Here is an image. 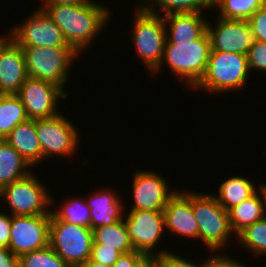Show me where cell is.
<instances>
[{
    "label": "cell",
    "mask_w": 266,
    "mask_h": 267,
    "mask_svg": "<svg viewBox=\"0 0 266 267\" xmlns=\"http://www.w3.org/2000/svg\"><path fill=\"white\" fill-rule=\"evenodd\" d=\"M23 23L12 27V40L19 46L71 47L49 15L38 8Z\"/></svg>",
    "instance_id": "13"
},
{
    "label": "cell",
    "mask_w": 266,
    "mask_h": 267,
    "mask_svg": "<svg viewBox=\"0 0 266 267\" xmlns=\"http://www.w3.org/2000/svg\"><path fill=\"white\" fill-rule=\"evenodd\" d=\"M183 256L174 252L161 253L158 255V267H200V264L186 260Z\"/></svg>",
    "instance_id": "34"
},
{
    "label": "cell",
    "mask_w": 266,
    "mask_h": 267,
    "mask_svg": "<svg viewBox=\"0 0 266 267\" xmlns=\"http://www.w3.org/2000/svg\"><path fill=\"white\" fill-rule=\"evenodd\" d=\"M249 73L246 55L211 51L206 71L194 88L218 95L241 91L248 83Z\"/></svg>",
    "instance_id": "3"
},
{
    "label": "cell",
    "mask_w": 266,
    "mask_h": 267,
    "mask_svg": "<svg viewBox=\"0 0 266 267\" xmlns=\"http://www.w3.org/2000/svg\"><path fill=\"white\" fill-rule=\"evenodd\" d=\"M163 213L165 227L169 232H173V235L198 239L199 228L192 208V191H176Z\"/></svg>",
    "instance_id": "16"
},
{
    "label": "cell",
    "mask_w": 266,
    "mask_h": 267,
    "mask_svg": "<svg viewBox=\"0 0 266 267\" xmlns=\"http://www.w3.org/2000/svg\"><path fill=\"white\" fill-rule=\"evenodd\" d=\"M91 0H43L41 5H78Z\"/></svg>",
    "instance_id": "40"
},
{
    "label": "cell",
    "mask_w": 266,
    "mask_h": 267,
    "mask_svg": "<svg viewBox=\"0 0 266 267\" xmlns=\"http://www.w3.org/2000/svg\"><path fill=\"white\" fill-rule=\"evenodd\" d=\"M0 34V54L5 49V47L12 41V30L8 31V35L5 36Z\"/></svg>",
    "instance_id": "41"
},
{
    "label": "cell",
    "mask_w": 266,
    "mask_h": 267,
    "mask_svg": "<svg viewBox=\"0 0 266 267\" xmlns=\"http://www.w3.org/2000/svg\"><path fill=\"white\" fill-rule=\"evenodd\" d=\"M27 77L23 50L12 40L0 54V94H16Z\"/></svg>",
    "instance_id": "18"
},
{
    "label": "cell",
    "mask_w": 266,
    "mask_h": 267,
    "mask_svg": "<svg viewBox=\"0 0 266 267\" xmlns=\"http://www.w3.org/2000/svg\"><path fill=\"white\" fill-rule=\"evenodd\" d=\"M210 52L211 42L207 31L199 39L191 42H169L166 39L161 65L152 74L161 73L162 65L166 62L173 74L182 80L186 87L194 88L206 71Z\"/></svg>",
    "instance_id": "2"
},
{
    "label": "cell",
    "mask_w": 266,
    "mask_h": 267,
    "mask_svg": "<svg viewBox=\"0 0 266 267\" xmlns=\"http://www.w3.org/2000/svg\"><path fill=\"white\" fill-rule=\"evenodd\" d=\"M254 39L266 42V3L259 8L248 20Z\"/></svg>",
    "instance_id": "33"
},
{
    "label": "cell",
    "mask_w": 266,
    "mask_h": 267,
    "mask_svg": "<svg viewBox=\"0 0 266 267\" xmlns=\"http://www.w3.org/2000/svg\"><path fill=\"white\" fill-rule=\"evenodd\" d=\"M19 267H71L48 245L19 257Z\"/></svg>",
    "instance_id": "30"
},
{
    "label": "cell",
    "mask_w": 266,
    "mask_h": 267,
    "mask_svg": "<svg viewBox=\"0 0 266 267\" xmlns=\"http://www.w3.org/2000/svg\"><path fill=\"white\" fill-rule=\"evenodd\" d=\"M35 175L31 172L0 190V198L8 202L10 215H51L49 208L52 207L54 197Z\"/></svg>",
    "instance_id": "7"
},
{
    "label": "cell",
    "mask_w": 266,
    "mask_h": 267,
    "mask_svg": "<svg viewBox=\"0 0 266 267\" xmlns=\"http://www.w3.org/2000/svg\"><path fill=\"white\" fill-rule=\"evenodd\" d=\"M266 0H212V8L219 10L217 17L247 21Z\"/></svg>",
    "instance_id": "27"
},
{
    "label": "cell",
    "mask_w": 266,
    "mask_h": 267,
    "mask_svg": "<svg viewBox=\"0 0 266 267\" xmlns=\"http://www.w3.org/2000/svg\"><path fill=\"white\" fill-rule=\"evenodd\" d=\"M93 230L88 227L50 219L49 245L71 267L90 259Z\"/></svg>",
    "instance_id": "8"
},
{
    "label": "cell",
    "mask_w": 266,
    "mask_h": 267,
    "mask_svg": "<svg viewBox=\"0 0 266 267\" xmlns=\"http://www.w3.org/2000/svg\"><path fill=\"white\" fill-rule=\"evenodd\" d=\"M246 56L250 72L266 73V42L255 40Z\"/></svg>",
    "instance_id": "31"
},
{
    "label": "cell",
    "mask_w": 266,
    "mask_h": 267,
    "mask_svg": "<svg viewBox=\"0 0 266 267\" xmlns=\"http://www.w3.org/2000/svg\"><path fill=\"white\" fill-rule=\"evenodd\" d=\"M135 12L131 41L138 58L152 74L161 65L167 29L162 15L150 13L142 5Z\"/></svg>",
    "instance_id": "5"
},
{
    "label": "cell",
    "mask_w": 266,
    "mask_h": 267,
    "mask_svg": "<svg viewBox=\"0 0 266 267\" xmlns=\"http://www.w3.org/2000/svg\"><path fill=\"white\" fill-rule=\"evenodd\" d=\"M51 215H11L8 248L17 257L49 245Z\"/></svg>",
    "instance_id": "12"
},
{
    "label": "cell",
    "mask_w": 266,
    "mask_h": 267,
    "mask_svg": "<svg viewBox=\"0 0 266 267\" xmlns=\"http://www.w3.org/2000/svg\"><path fill=\"white\" fill-rule=\"evenodd\" d=\"M126 215L124 213L123 218H126L124 223L134 250L140 251L145 255H159L169 252L168 249L164 250L162 248L159 252L155 249L166 229L163 212L129 210Z\"/></svg>",
    "instance_id": "10"
},
{
    "label": "cell",
    "mask_w": 266,
    "mask_h": 267,
    "mask_svg": "<svg viewBox=\"0 0 266 267\" xmlns=\"http://www.w3.org/2000/svg\"><path fill=\"white\" fill-rule=\"evenodd\" d=\"M122 255L115 248L103 247V244L96 243L93 240L90 260L107 266H112Z\"/></svg>",
    "instance_id": "32"
},
{
    "label": "cell",
    "mask_w": 266,
    "mask_h": 267,
    "mask_svg": "<svg viewBox=\"0 0 266 267\" xmlns=\"http://www.w3.org/2000/svg\"><path fill=\"white\" fill-rule=\"evenodd\" d=\"M197 192H192V208L198 222V239L211 252L221 251L235 235L230 228L229 213L218 203L215 195Z\"/></svg>",
    "instance_id": "4"
},
{
    "label": "cell",
    "mask_w": 266,
    "mask_h": 267,
    "mask_svg": "<svg viewBox=\"0 0 266 267\" xmlns=\"http://www.w3.org/2000/svg\"><path fill=\"white\" fill-rule=\"evenodd\" d=\"M4 140L32 167L42 162V151L34 119L19 123Z\"/></svg>",
    "instance_id": "20"
},
{
    "label": "cell",
    "mask_w": 266,
    "mask_h": 267,
    "mask_svg": "<svg viewBox=\"0 0 266 267\" xmlns=\"http://www.w3.org/2000/svg\"><path fill=\"white\" fill-rule=\"evenodd\" d=\"M134 267H158V255H144Z\"/></svg>",
    "instance_id": "39"
},
{
    "label": "cell",
    "mask_w": 266,
    "mask_h": 267,
    "mask_svg": "<svg viewBox=\"0 0 266 267\" xmlns=\"http://www.w3.org/2000/svg\"><path fill=\"white\" fill-rule=\"evenodd\" d=\"M253 181L244 176H232L220 183L218 196L215 197L218 203L228 212L231 208L239 205L251 197L258 189Z\"/></svg>",
    "instance_id": "22"
},
{
    "label": "cell",
    "mask_w": 266,
    "mask_h": 267,
    "mask_svg": "<svg viewBox=\"0 0 266 267\" xmlns=\"http://www.w3.org/2000/svg\"><path fill=\"white\" fill-rule=\"evenodd\" d=\"M203 13H170L163 16L166 39L169 42H188L199 39L207 31V20ZM169 25V26H168Z\"/></svg>",
    "instance_id": "19"
},
{
    "label": "cell",
    "mask_w": 266,
    "mask_h": 267,
    "mask_svg": "<svg viewBox=\"0 0 266 267\" xmlns=\"http://www.w3.org/2000/svg\"><path fill=\"white\" fill-rule=\"evenodd\" d=\"M215 27L207 22V33L211 42V51L231 52L247 55L254 43L248 21L223 19L216 16Z\"/></svg>",
    "instance_id": "15"
},
{
    "label": "cell",
    "mask_w": 266,
    "mask_h": 267,
    "mask_svg": "<svg viewBox=\"0 0 266 267\" xmlns=\"http://www.w3.org/2000/svg\"><path fill=\"white\" fill-rule=\"evenodd\" d=\"M31 168L33 169L10 144L0 140V190L30 174Z\"/></svg>",
    "instance_id": "21"
},
{
    "label": "cell",
    "mask_w": 266,
    "mask_h": 267,
    "mask_svg": "<svg viewBox=\"0 0 266 267\" xmlns=\"http://www.w3.org/2000/svg\"><path fill=\"white\" fill-rule=\"evenodd\" d=\"M22 102L28 119H43L56 116L58 102L68 94L60 86L45 80L27 77L16 93Z\"/></svg>",
    "instance_id": "11"
},
{
    "label": "cell",
    "mask_w": 266,
    "mask_h": 267,
    "mask_svg": "<svg viewBox=\"0 0 266 267\" xmlns=\"http://www.w3.org/2000/svg\"><path fill=\"white\" fill-rule=\"evenodd\" d=\"M99 188H95L96 191H93L88 198L84 197L90 208V228L92 230L99 226L112 225L122 220L124 213H126V211H123L126 208L123 207L125 203L123 202L124 199L120 197V193H116L108 185Z\"/></svg>",
    "instance_id": "17"
},
{
    "label": "cell",
    "mask_w": 266,
    "mask_h": 267,
    "mask_svg": "<svg viewBox=\"0 0 266 267\" xmlns=\"http://www.w3.org/2000/svg\"><path fill=\"white\" fill-rule=\"evenodd\" d=\"M27 119L25 108L16 94H0V140Z\"/></svg>",
    "instance_id": "24"
},
{
    "label": "cell",
    "mask_w": 266,
    "mask_h": 267,
    "mask_svg": "<svg viewBox=\"0 0 266 267\" xmlns=\"http://www.w3.org/2000/svg\"><path fill=\"white\" fill-rule=\"evenodd\" d=\"M36 133L42 151V161L56 155L66 158L75 154L81 139L80 130L60 113L50 118L35 120Z\"/></svg>",
    "instance_id": "9"
},
{
    "label": "cell",
    "mask_w": 266,
    "mask_h": 267,
    "mask_svg": "<svg viewBox=\"0 0 266 267\" xmlns=\"http://www.w3.org/2000/svg\"><path fill=\"white\" fill-rule=\"evenodd\" d=\"M0 212V248H6L10 240L11 215Z\"/></svg>",
    "instance_id": "36"
},
{
    "label": "cell",
    "mask_w": 266,
    "mask_h": 267,
    "mask_svg": "<svg viewBox=\"0 0 266 267\" xmlns=\"http://www.w3.org/2000/svg\"><path fill=\"white\" fill-rule=\"evenodd\" d=\"M228 213L230 228L235 235L245 227L263 219V203L259 190L239 205L231 208Z\"/></svg>",
    "instance_id": "23"
},
{
    "label": "cell",
    "mask_w": 266,
    "mask_h": 267,
    "mask_svg": "<svg viewBox=\"0 0 266 267\" xmlns=\"http://www.w3.org/2000/svg\"><path fill=\"white\" fill-rule=\"evenodd\" d=\"M258 190L260 192L263 203V216L266 219V184H258Z\"/></svg>",
    "instance_id": "42"
},
{
    "label": "cell",
    "mask_w": 266,
    "mask_h": 267,
    "mask_svg": "<svg viewBox=\"0 0 266 267\" xmlns=\"http://www.w3.org/2000/svg\"><path fill=\"white\" fill-rule=\"evenodd\" d=\"M220 252L211 253L210 258L206 259L205 261L201 260L200 267H248L245 266L244 263L240 262L239 259L235 260V258L228 257L227 254L224 255Z\"/></svg>",
    "instance_id": "35"
},
{
    "label": "cell",
    "mask_w": 266,
    "mask_h": 267,
    "mask_svg": "<svg viewBox=\"0 0 266 267\" xmlns=\"http://www.w3.org/2000/svg\"><path fill=\"white\" fill-rule=\"evenodd\" d=\"M51 219H59L68 223L90 228L91 214L86 199L69 198L57 210L50 209Z\"/></svg>",
    "instance_id": "28"
},
{
    "label": "cell",
    "mask_w": 266,
    "mask_h": 267,
    "mask_svg": "<svg viewBox=\"0 0 266 267\" xmlns=\"http://www.w3.org/2000/svg\"><path fill=\"white\" fill-rule=\"evenodd\" d=\"M136 1L144 3L146 0H136Z\"/></svg>",
    "instance_id": "44"
},
{
    "label": "cell",
    "mask_w": 266,
    "mask_h": 267,
    "mask_svg": "<svg viewBox=\"0 0 266 267\" xmlns=\"http://www.w3.org/2000/svg\"><path fill=\"white\" fill-rule=\"evenodd\" d=\"M0 267H19V257L8 248H0Z\"/></svg>",
    "instance_id": "38"
},
{
    "label": "cell",
    "mask_w": 266,
    "mask_h": 267,
    "mask_svg": "<svg viewBox=\"0 0 266 267\" xmlns=\"http://www.w3.org/2000/svg\"><path fill=\"white\" fill-rule=\"evenodd\" d=\"M93 240L103 247L115 248L122 254L133 251L124 218L112 225L93 229Z\"/></svg>",
    "instance_id": "25"
},
{
    "label": "cell",
    "mask_w": 266,
    "mask_h": 267,
    "mask_svg": "<svg viewBox=\"0 0 266 267\" xmlns=\"http://www.w3.org/2000/svg\"><path fill=\"white\" fill-rule=\"evenodd\" d=\"M25 57L29 77L49 81L60 86L68 81L70 66L79 54L72 47L20 46Z\"/></svg>",
    "instance_id": "6"
},
{
    "label": "cell",
    "mask_w": 266,
    "mask_h": 267,
    "mask_svg": "<svg viewBox=\"0 0 266 267\" xmlns=\"http://www.w3.org/2000/svg\"><path fill=\"white\" fill-rule=\"evenodd\" d=\"M145 254L133 250L128 253L122 254L119 259L111 267H134L135 264L144 256Z\"/></svg>",
    "instance_id": "37"
},
{
    "label": "cell",
    "mask_w": 266,
    "mask_h": 267,
    "mask_svg": "<svg viewBox=\"0 0 266 267\" xmlns=\"http://www.w3.org/2000/svg\"><path fill=\"white\" fill-rule=\"evenodd\" d=\"M147 4V5H146ZM143 7L150 13L165 16L170 13L197 12L212 10V0H146ZM158 8L157 11L155 8ZM203 10V11H202Z\"/></svg>",
    "instance_id": "26"
},
{
    "label": "cell",
    "mask_w": 266,
    "mask_h": 267,
    "mask_svg": "<svg viewBox=\"0 0 266 267\" xmlns=\"http://www.w3.org/2000/svg\"><path fill=\"white\" fill-rule=\"evenodd\" d=\"M241 247L250 250L255 257L266 255V219L263 218L245 227L235 236Z\"/></svg>",
    "instance_id": "29"
},
{
    "label": "cell",
    "mask_w": 266,
    "mask_h": 267,
    "mask_svg": "<svg viewBox=\"0 0 266 267\" xmlns=\"http://www.w3.org/2000/svg\"><path fill=\"white\" fill-rule=\"evenodd\" d=\"M133 205L130 210L163 212L169 199L176 193L169 189V183L159 172L137 170L133 172ZM171 191V192H170Z\"/></svg>",
    "instance_id": "14"
},
{
    "label": "cell",
    "mask_w": 266,
    "mask_h": 267,
    "mask_svg": "<svg viewBox=\"0 0 266 267\" xmlns=\"http://www.w3.org/2000/svg\"><path fill=\"white\" fill-rule=\"evenodd\" d=\"M80 267H110L101 263H97L94 261H91L90 259H88L83 265H81Z\"/></svg>",
    "instance_id": "43"
},
{
    "label": "cell",
    "mask_w": 266,
    "mask_h": 267,
    "mask_svg": "<svg viewBox=\"0 0 266 267\" xmlns=\"http://www.w3.org/2000/svg\"><path fill=\"white\" fill-rule=\"evenodd\" d=\"M89 1L78 5H41L53 22L62 31L66 42L80 56L94 42L110 18V8ZM99 33V34H98Z\"/></svg>",
    "instance_id": "1"
}]
</instances>
